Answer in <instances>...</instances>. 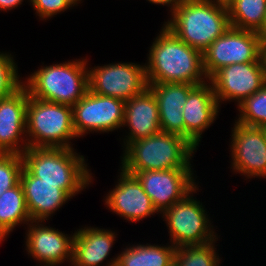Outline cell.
Instances as JSON below:
<instances>
[{
  "mask_svg": "<svg viewBox=\"0 0 266 266\" xmlns=\"http://www.w3.org/2000/svg\"><path fill=\"white\" fill-rule=\"evenodd\" d=\"M191 168L139 171L134 176L159 213L181 200L197 184Z\"/></svg>",
  "mask_w": 266,
  "mask_h": 266,
  "instance_id": "cell-12",
  "label": "cell"
},
{
  "mask_svg": "<svg viewBox=\"0 0 266 266\" xmlns=\"http://www.w3.org/2000/svg\"><path fill=\"white\" fill-rule=\"evenodd\" d=\"M145 65L111 63L89 67L88 84L93 93L128 101L148 88Z\"/></svg>",
  "mask_w": 266,
  "mask_h": 266,
  "instance_id": "cell-9",
  "label": "cell"
},
{
  "mask_svg": "<svg viewBox=\"0 0 266 266\" xmlns=\"http://www.w3.org/2000/svg\"><path fill=\"white\" fill-rule=\"evenodd\" d=\"M28 213L24 191L19 182L13 188L6 190L0 196V242L9 236L17 225L31 222Z\"/></svg>",
  "mask_w": 266,
  "mask_h": 266,
  "instance_id": "cell-22",
  "label": "cell"
},
{
  "mask_svg": "<svg viewBox=\"0 0 266 266\" xmlns=\"http://www.w3.org/2000/svg\"><path fill=\"white\" fill-rule=\"evenodd\" d=\"M231 137L233 171L248 179L266 178V136L263 129L235 121Z\"/></svg>",
  "mask_w": 266,
  "mask_h": 266,
  "instance_id": "cell-13",
  "label": "cell"
},
{
  "mask_svg": "<svg viewBox=\"0 0 266 266\" xmlns=\"http://www.w3.org/2000/svg\"><path fill=\"white\" fill-rule=\"evenodd\" d=\"M22 168L21 154L0 153V196L20 182Z\"/></svg>",
  "mask_w": 266,
  "mask_h": 266,
  "instance_id": "cell-27",
  "label": "cell"
},
{
  "mask_svg": "<svg viewBox=\"0 0 266 266\" xmlns=\"http://www.w3.org/2000/svg\"><path fill=\"white\" fill-rule=\"evenodd\" d=\"M76 5L80 3L81 0H72Z\"/></svg>",
  "mask_w": 266,
  "mask_h": 266,
  "instance_id": "cell-36",
  "label": "cell"
},
{
  "mask_svg": "<svg viewBox=\"0 0 266 266\" xmlns=\"http://www.w3.org/2000/svg\"><path fill=\"white\" fill-rule=\"evenodd\" d=\"M20 183L32 221L45 222L70 199L62 189L58 188V184L42 182L41 178L33 176L24 166L20 174Z\"/></svg>",
  "mask_w": 266,
  "mask_h": 266,
  "instance_id": "cell-20",
  "label": "cell"
},
{
  "mask_svg": "<svg viewBox=\"0 0 266 266\" xmlns=\"http://www.w3.org/2000/svg\"><path fill=\"white\" fill-rule=\"evenodd\" d=\"M43 221H31L26 234V250L30 256L45 266H57L73 260L74 234L69 236ZM34 223V224H33ZM41 223V224H40Z\"/></svg>",
  "mask_w": 266,
  "mask_h": 266,
  "instance_id": "cell-14",
  "label": "cell"
},
{
  "mask_svg": "<svg viewBox=\"0 0 266 266\" xmlns=\"http://www.w3.org/2000/svg\"><path fill=\"white\" fill-rule=\"evenodd\" d=\"M195 86L187 83H148L158 104L162 132L185 138L182 109L189 92Z\"/></svg>",
  "mask_w": 266,
  "mask_h": 266,
  "instance_id": "cell-18",
  "label": "cell"
},
{
  "mask_svg": "<svg viewBox=\"0 0 266 266\" xmlns=\"http://www.w3.org/2000/svg\"><path fill=\"white\" fill-rule=\"evenodd\" d=\"M120 169L118 184L105 196L106 207L131 223L158 214L139 180Z\"/></svg>",
  "mask_w": 266,
  "mask_h": 266,
  "instance_id": "cell-16",
  "label": "cell"
},
{
  "mask_svg": "<svg viewBox=\"0 0 266 266\" xmlns=\"http://www.w3.org/2000/svg\"><path fill=\"white\" fill-rule=\"evenodd\" d=\"M197 189L198 185L162 213L171 236L170 242L175 248L204 245L218 239L202 203L193 198Z\"/></svg>",
  "mask_w": 266,
  "mask_h": 266,
  "instance_id": "cell-7",
  "label": "cell"
},
{
  "mask_svg": "<svg viewBox=\"0 0 266 266\" xmlns=\"http://www.w3.org/2000/svg\"><path fill=\"white\" fill-rule=\"evenodd\" d=\"M262 41L266 43V14L261 29L257 32Z\"/></svg>",
  "mask_w": 266,
  "mask_h": 266,
  "instance_id": "cell-32",
  "label": "cell"
},
{
  "mask_svg": "<svg viewBox=\"0 0 266 266\" xmlns=\"http://www.w3.org/2000/svg\"><path fill=\"white\" fill-rule=\"evenodd\" d=\"M163 25L177 38L203 52L230 28L227 6L207 0H180Z\"/></svg>",
  "mask_w": 266,
  "mask_h": 266,
  "instance_id": "cell-2",
  "label": "cell"
},
{
  "mask_svg": "<svg viewBox=\"0 0 266 266\" xmlns=\"http://www.w3.org/2000/svg\"><path fill=\"white\" fill-rule=\"evenodd\" d=\"M22 2L23 0H0V11H8L15 7L17 8Z\"/></svg>",
  "mask_w": 266,
  "mask_h": 266,
  "instance_id": "cell-30",
  "label": "cell"
},
{
  "mask_svg": "<svg viewBox=\"0 0 266 266\" xmlns=\"http://www.w3.org/2000/svg\"><path fill=\"white\" fill-rule=\"evenodd\" d=\"M17 70L12 55L0 52V98L13 94L23 85Z\"/></svg>",
  "mask_w": 266,
  "mask_h": 266,
  "instance_id": "cell-28",
  "label": "cell"
},
{
  "mask_svg": "<svg viewBox=\"0 0 266 266\" xmlns=\"http://www.w3.org/2000/svg\"><path fill=\"white\" fill-rule=\"evenodd\" d=\"M261 128L263 129V131L265 133V136H266V124L263 127H261Z\"/></svg>",
  "mask_w": 266,
  "mask_h": 266,
  "instance_id": "cell-35",
  "label": "cell"
},
{
  "mask_svg": "<svg viewBox=\"0 0 266 266\" xmlns=\"http://www.w3.org/2000/svg\"><path fill=\"white\" fill-rule=\"evenodd\" d=\"M238 123L263 127L266 124V84L257 92L247 97L238 106Z\"/></svg>",
  "mask_w": 266,
  "mask_h": 266,
  "instance_id": "cell-26",
  "label": "cell"
},
{
  "mask_svg": "<svg viewBox=\"0 0 266 266\" xmlns=\"http://www.w3.org/2000/svg\"><path fill=\"white\" fill-rule=\"evenodd\" d=\"M262 58H263L264 66H265V72H266V43L263 44Z\"/></svg>",
  "mask_w": 266,
  "mask_h": 266,
  "instance_id": "cell-33",
  "label": "cell"
},
{
  "mask_svg": "<svg viewBox=\"0 0 266 266\" xmlns=\"http://www.w3.org/2000/svg\"><path fill=\"white\" fill-rule=\"evenodd\" d=\"M150 47L145 65L147 83L200 85L208 82L202 52L177 38L165 26Z\"/></svg>",
  "mask_w": 266,
  "mask_h": 266,
  "instance_id": "cell-1",
  "label": "cell"
},
{
  "mask_svg": "<svg viewBox=\"0 0 266 266\" xmlns=\"http://www.w3.org/2000/svg\"><path fill=\"white\" fill-rule=\"evenodd\" d=\"M207 1H213L214 3H219L227 6L232 0H207Z\"/></svg>",
  "mask_w": 266,
  "mask_h": 266,
  "instance_id": "cell-34",
  "label": "cell"
},
{
  "mask_svg": "<svg viewBox=\"0 0 266 266\" xmlns=\"http://www.w3.org/2000/svg\"><path fill=\"white\" fill-rule=\"evenodd\" d=\"M231 27L258 32L266 14V0H232L228 5Z\"/></svg>",
  "mask_w": 266,
  "mask_h": 266,
  "instance_id": "cell-24",
  "label": "cell"
},
{
  "mask_svg": "<svg viewBox=\"0 0 266 266\" xmlns=\"http://www.w3.org/2000/svg\"><path fill=\"white\" fill-rule=\"evenodd\" d=\"M196 148L184 137L160 132L130 142L124 149L121 168L134 175L139 171L191 168Z\"/></svg>",
  "mask_w": 266,
  "mask_h": 266,
  "instance_id": "cell-4",
  "label": "cell"
},
{
  "mask_svg": "<svg viewBox=\"0 0 266 266\" xmlns=\"http://www.w3.org/2000/svg\"><path fill=\"white\" fill-rule=\"evenodd\" d=\"M176 248L151 244H137L126 247L118 254V266H173Z\"/></svg>",
  "mask_w": 266,
  "mask_h": 266,
  "instance_id": "cell-23",
  "label": "cell"
},
{
  "mask_svg": "<svg viewBox=\"0 0 266 266\" xmlns=\"http://www.w3.org/2000/svg\"><path fill=\"white\" fill-rule=\"evenodd\" d=\"M76 137L72 106L29 96L26 108L28 147L73 148L69 143Z\"/></svg>",
  "mask_w": 266,
  "mask_h": 266,
  "instance_id": "cell-6",
  "label": "cell"
},
{
  "mask_svg": "<svg viewBox=\"0 0 266 266\" xmlns=\"http://www.w3.org/2000/svg\"><path fill=\"white\" fill-rule=\"evenodd\" d=\"M123 126L130 129L124 138V147L161 132L158 104L149 87L125 102Z\"/></svg>",
  "mask_w": 266,
  "mask_h": 266,
  "instance_id": "cell-19",
  "label": "cell"
},
{
  "mask_svg": "<svg viewBox=\"0 0 266 266\" xmlns=\"http://www.w3.org/2000/svg\"><path fill=\"white\" fill-rule=\"evenodd\" d=\"M23 166L42 182L58 184L70 198L92 183V173L84 156L74 148L28 147L22 154Z\"/></svg>",
  "mask_w": 266,
  "mask_h": 266,
  "instance_id": "cell-3",
  "label": "cell"
},
{
  "mask_svg": "<svg viewBox=\"0 0 266 266\" xmlns=\"http://www.w3.org/2000/svg\"><path fill=\"white\" fill-rule=\"evenodd\" d=\"M28 98L24 85L13 94L0 98V153L22 154L28 148L27 140H24Z\"/></svg>",
  "mask_w": 266,
  "mask_h": 266,
  "instance_id": "cell-15",
  "label": "cell"
},
{
  "mask_svg": "<svg viewBox=\"0 0 266 266\" xmlns=\"http://www.w3.org/2000/svg\"><path fill=\"white\" fill-rule=\"evenodd\" d=\"M116 236L115 232L98 227L78 229L74 234L71 266H100L110 255ZM112 259L106 266L116 265L118 256Z\"/></svg>",
  "mask_w": 266,
  "mask_h": 266,
  "instance_id": "cell-21",
  "label": "cell"
},
{
  "mask_svg": "<svg viewBox=\"0 0 266 266\" xmlns=\"http://www.w3.org/2000/svg\"><path fill=\"white\" fill-rule=\"evenodd\" d=\"M214 243L176 248L173 266H219L220 258Z\"/></svg>",
  "mask_w": 266,
  "mask_h": 266,
  "instance_id": "cell-25",
  "label": "cell"
},
{
  "mask_svg": "<svg viewBox=\"0 0 266 266\" xmlns=\"http://www.w3.org/2000/svg\"><path fill=\"white\" fill-rule=\"evenodd\" d=\"M87 59L42 66L23 85L29 96L73 106L89 90ZM87 67V68H86Z\"/></svg>",
  "mask_w": 266,
  "mask_h": 266,
  "instance_id": "cell-5",
  "label": "cell"
},
{
  "mask_svg": "<svg viewBox=\"0 0 266 266\" xmlns=\"http://www.w3.org/2000/svg\"><path fill=\"white\" fill-rule=\"evenodd\" d=\"M125 101L88 90L72 106L73 127L79 138L90 132H110L123 127Z\"/></svg>",
  "mask_w": 266,
  "mask_h": 266,
  "instance_id": "cell-10",
  "label": "cell"
},
{
  "mask_svg": "<svg viewBox=\"0 0 266 266\" xmlns=\"http://www.w3.org/2000/svg\"><path fill=\"white\" fill-rule=\"evenodd\" d=\"M264 42L255 31L231 27L202 52L208 79L219 69L235 64L256 62L262 57Z\"/></svg>",
  "mask_w": 266,
  "mask_h": 266,
  "instance_id": "cell-8",
  "label": "cell"
},
{
  "mask_svg": "<svg viewBox=\"0 0 266 266\" xmlns=\"http://www.w3.org/2000/svg\"><path fill=\"white\" fill-rule=\"evenodd\" d=\"M208 81L216 99L237 101V106L247 97L259 91L266 84V72L261 57L256 62L235 63L216 71Z\"/></svg>",
  "mask_w": 266,
  "mask_h": 266,
  "instance_id": "cell-11",
  "label": "cell"
},
{
  "mask_svg": "<svg viewBox=\"0 0 266 266\" xmlns=\"http://www.w3.org/2000/svg\"><path fill=\"white\" fill-rule=\"evenodd\" d=\"M152 4H159V5H167V7L170 6V12L174 9V7L180 2V0H147ZM171 4V5H170Z\"/></svg>",
  "mask_w": 266,
  "mask_h": 266,
  "instance_id": "cell-31",
  "label": "cell"
},
{
  "mask_svg": "<svg viewBox=\"0 0 266 266\" xmlns=\"http://www.w3.org/2000/svg\"><path fill=\"white\" fill-rule=\"evenodd\" d=\"M37 15L41 19L52 18L54 15L64 12L69 7L76 6L72 0H29Z\"/></svg>",
  "mask_w": 266,
  "mask_h": 266,
  "instance_id": "cell-29",
  "label": "cell"
},
{
  "mask_svg": "<svg viewBox=\"0 0 266 266\" xmlns=\"http://www.w3.org/2000/svg\"><path fill=\"white\" fill-rule=\"evenodd\" d=\"M219 103L212 85L205 82L196 85L188 94L183 105L185 138L197 149L202 133L209 128L218 115Z\"/></svg>",
  "mask_w": 266,
  "mask_h": 266,
  "instance_id": "cell-17",
  "label": "cell"
}]
</instances>
